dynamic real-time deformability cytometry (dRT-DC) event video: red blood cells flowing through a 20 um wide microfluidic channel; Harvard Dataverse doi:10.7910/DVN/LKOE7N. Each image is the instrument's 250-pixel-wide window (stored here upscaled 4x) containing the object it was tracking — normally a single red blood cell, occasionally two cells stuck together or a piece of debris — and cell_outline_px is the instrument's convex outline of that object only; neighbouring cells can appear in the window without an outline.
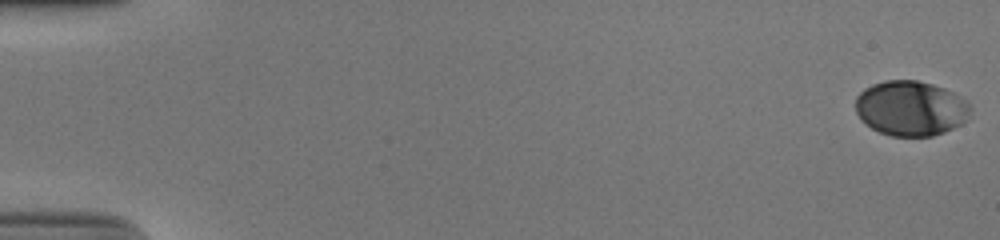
{"species": "human", "species_latin": "Homo sapiens", "temperature_condition": "cold", "stored_images_in_passage": 54, "camera_frame_rate_fps": 3000, "um_per_image_px": 0.085, "donor": {"sex": "male"}, "frame": {"image": 1, "passage_image": 1, "time_ms": 0.0, "image_size_px": [1000, 240], "cell_outline_px": [[972, 108], [964, 120], [960, 124], [944, 132], [932, 136], [892, 136], [880, 132], [864, 124], [860, 120], [856, 112], [856, 96], [864, 88], [872, 84], [884, 80], [916, 80], [932, 84], [944, 88], [952, 92], [964, 100]], "centroid_in_image_um": [77.36, 9.2], "position_along_channel_um": 7.6, "area_um2": 36.76}}
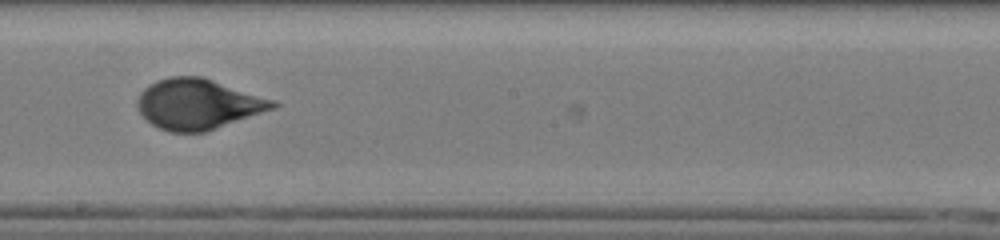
{"frame": {"image": 2, "passage_image": 32, "time_ms": 10.333, "image_size_px": [1000, 240], "cell_outline_px": [[280, 104], [276, 108], [204, 132], [168, 132], [152, 124], [140, 112], [136, 104], [140, 92], [148, 84], [156, 80], [172, 76], [200, 76], [276, 100]], "centroid_in_image_um": [16.84, 8.84], "position_along_channel_um": 231.4, "area_um2": 39.65}}
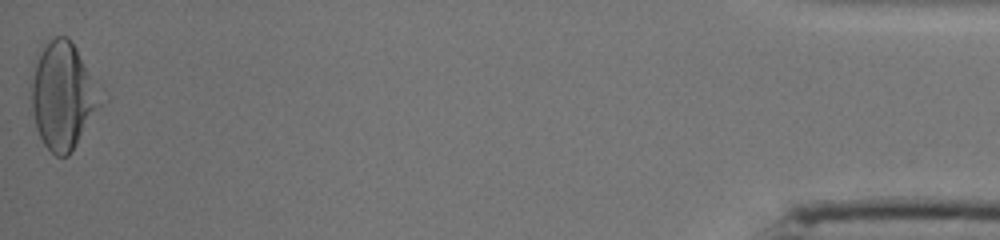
{"frame": {"image": 3, "passage_image": 54, "time_ms": 17.667, "image_size_px": [1000, 240], "cell_outline_px": [[100, 104], [76, 144], [68, 156], [56, 156], [44, 144], [36, 128], [32, 108], [32, 80], [36, 64], [44, 44], [56, 36], [64, 36], [72, 40], [76, 48]], "centroid_in_image_um": [5.25, 8.17], "position_along_channel_um": 429.9, "area_um2": 40.58}, "authors_computed_cell_mechanics": {"area_um2": 38.5815, "velocity_mm_per_s": 3.887, "shape_relaxation_time_tau1_ms": 4.4417, "shape_relaxation_time_tau2_ms": null, "deformation_change_tau1": 0.1869, "deformation_change_tau2": null}}